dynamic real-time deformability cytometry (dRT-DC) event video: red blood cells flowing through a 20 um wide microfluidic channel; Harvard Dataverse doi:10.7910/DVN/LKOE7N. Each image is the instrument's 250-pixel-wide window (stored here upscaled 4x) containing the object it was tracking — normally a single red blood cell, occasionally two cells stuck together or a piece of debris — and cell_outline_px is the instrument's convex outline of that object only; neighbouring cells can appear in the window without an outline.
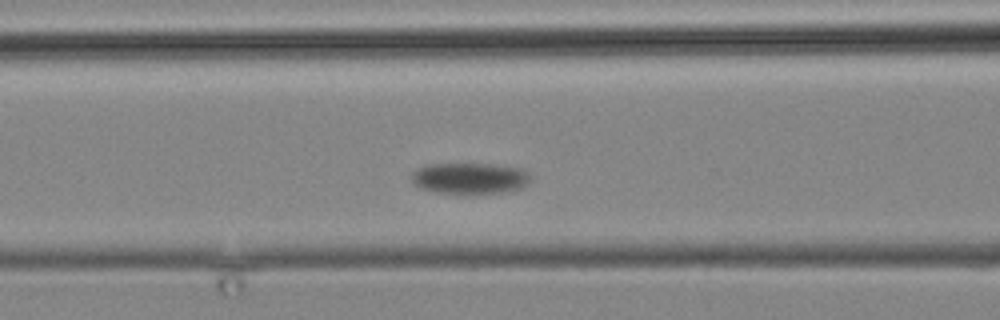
{"species": "common noctule bat (a hibernating species)", "species_latin": "Nyctalus noctula", "temperature_condition": "cold", "stored_images_in_passage": 6, "camera_frame_rate_fps": 3000, "um_per_image_px": 0.085, "animal": {"sex": "male", "body_mass_g": 19.2, "forearm_length_mm": 51.8}, "frame": {"image": 1, "passage_image": 3, "time_ms": 2.333, "image_size_px": [1000, 320], "cell_outline_px": [[532, 176], [528, 184], [524, 188], [500, 192], [468, 196], [460, 196], [436, 192], [420, 188], [412, 180], [412, 172], [428, 164], [488, 164], [524, 168]], "centroid_in_image_um": [39.99, 15.19], "position_along_channel_um": 126.6, "area_um2": 22.31}}
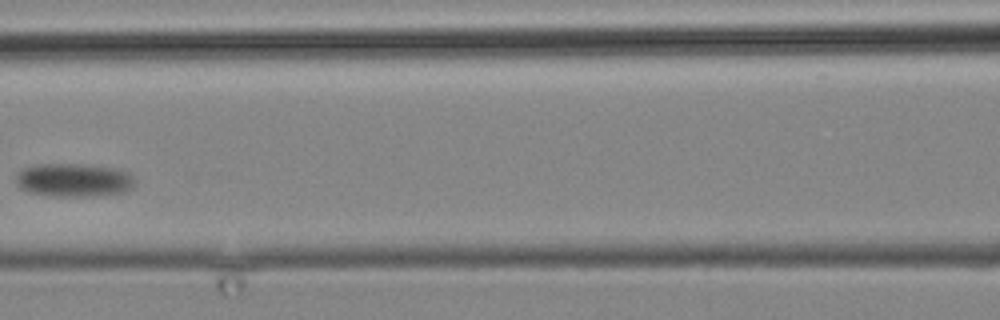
{"frame": {"image": 2, "passage_image": 4, "time_ms": 3.667, "image_size_px": [1000, 320], "cell_outline_px": [[136, 184], [132, 188], [124, 192], [92, 196], [56, 196], [28, 192], [20, 188], [16, 184], [16, 172], [24, 168], [36, 164], [80, 164], [116, 168], [128, 172], [136, 180]], "centroid_in_image_um": [6.27, 15.3], "position_along_channel_um": 160.3, "area_um2": 23.35}}
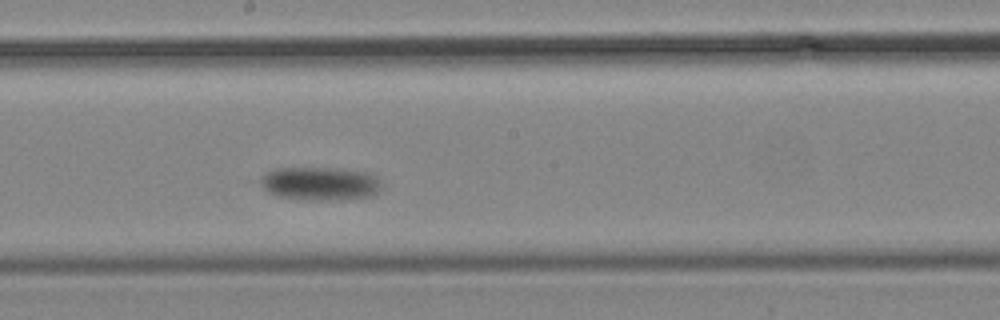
{"frame": {"image": 3, "passage_image": 6, "time_ms": 6.0, "image_size_px": [1000, 320], "cell_outline_px": [[380, 192], [372, 196], [328, 200], [304, 200], [276, 196], [268, 192], [260, 184], [260, 176], [276, 168], [328, 168], [368, 172], [376, 176], [380, 180]], "centroid_in_image_um": [27.19, 15.61], "position_along_channel_um": 221.0, "area_um2": 23.64}}